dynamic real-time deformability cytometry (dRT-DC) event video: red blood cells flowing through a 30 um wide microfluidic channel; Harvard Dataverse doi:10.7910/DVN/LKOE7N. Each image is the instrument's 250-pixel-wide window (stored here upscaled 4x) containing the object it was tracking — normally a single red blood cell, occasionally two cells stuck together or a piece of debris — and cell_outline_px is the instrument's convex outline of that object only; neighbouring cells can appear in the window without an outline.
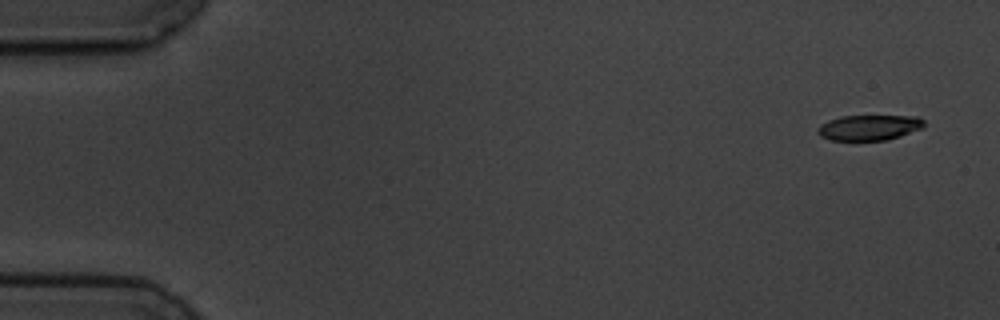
{"species": "common noctule bat (a hibernating species)", "species_latin": "Nyctalus noctula", "temperature_condition": "cold", "stored_images_in_passage": 10, "camera_frame_rate_fps": 3000, "um_per_image_px": 0.085, "animal": {"sex": "male", "body_mass_g": 19.5, "forearm_length_mm": 54.6}, "frame": {"image": 1, "passage_image": 1, "time_ms": 0.0, "image_size_px": [1000, 320], "cell_outline_px": [[924, 124], [920, 128], [900, 136], [888, 140], [832, 140], [820, 136], [816, 132], [816, 128], [820, 124], [828, 120], [840, 116], [920, 116], [924, 120]], "centroid_in_image_um": [73.83, 10.83], "position_along_channel_um": 11.2, "area_um2": 15.78}}
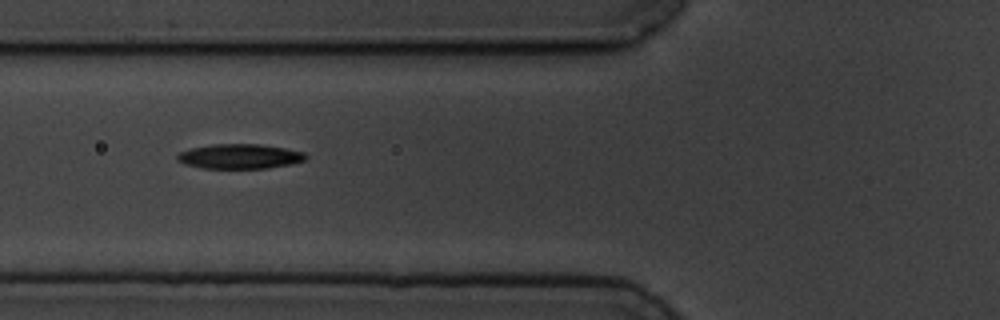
{"frame": {"image": 2, "passage_image": 6, "time_ms": 6.333, "image_size_px": [1000, 320], "cell_outline_px": [[308, 156], [304, 160], [292, 164], [264, 168], [200, 168], [184, 164], [176, 160], [176, 156], [180, 152], [192, 148], [212, 144], [260, 144], [284, 148], [304, 152]], "centroid_in_image_um": [20.36, 13.29], "position_along_channel_um": 105.4, "area_um2": 18.5}}
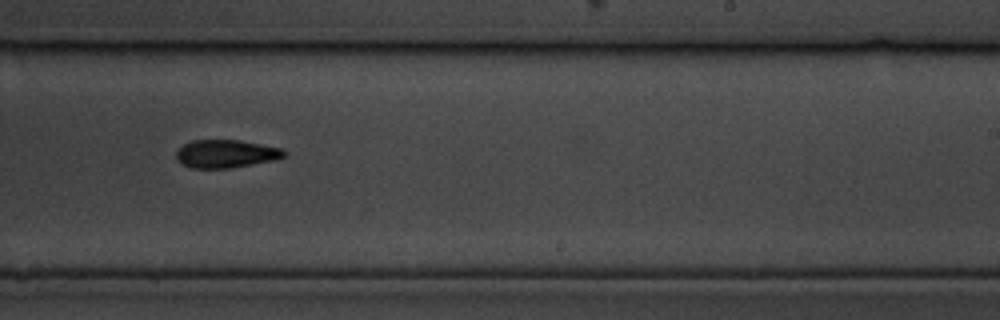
{"frame": {"image": 3, "passage_image": 10, "time_ms": 11.0, "image_size_px": [1000, 320], "cell_outline_px": [[288, 152], [284, 156], [276, 160], [232, 168], [192, 168], [176, 160], [176, 152], [184, 144], [192, 140], [240, 140], [280, 148]], "centroid_in_image_um": [19.22, 13.07], "position_along_channel_um": 269.8, "area_um2": 17.63}}